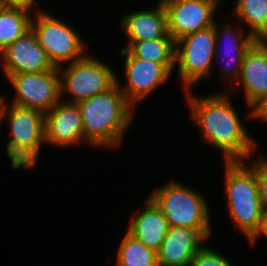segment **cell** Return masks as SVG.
Listing matches in <instances>:
<instances>
[{
    "label": "cell",
    "instance_id": "8992f818",
    "mask_svg": "<svg viewBox=\"0 0 267 266\" xmlns=\"http://www.w3.org/2000/svg\"><path fill=\"white\" fill-rule=\"evenodd\" d=\"M88 53L81 59L68 63L66 67L64 65L58 67L62 101L77 104L109 90L117 82L116 71L104 61ZM64 95H70L68 100Z\"/></svg>",
    "mask_w": 267,
    "mask_h": 266
},
{
    "label": "cell",
    "instance_id": "2e32d148",
    "mask_svg": "<svg viewBox=\"0 0 267 266\" xmlns=\"http://www.w3.org/2000/svg\"><path fill=\"white\" fill-rule=\"evenodd\" d=\"M208 240L198 229L169 227L157 253L158 266H190Z\"/></svg>",
    "mask_w": 267,
    "mask_h": 266
},
{
    "label": "cell",
    "instance_id": "9a60e30c",
    "mask_svg": "<svg viewBox=\"0 0 267 266\" xmlns=\"http://www.w3.org/2000/svg\"><path fill=\"white\" fill-rule=\"evenodd\" d=\"M45 145L56 148L81 146L83 120L77 104L60 101L45 113ZM83 142V143H82Z\"/></svg>",
    "mask_w": 267,
    "mask_h": 266
},
{
    "label": "cell",
    "instance_id": "5bb4252c",
    "mask_svg": "<svg viewBox=\"0 0 267 266\" xmlns=\"http://www.w3.org/2000/svg\"><path fill=\"white\" fill-rule=\"evenodd\" d=\"M0 65L5 77L19 73L45 72L56 68L39 45L32 29L0 52Z\"/></svg>",
    "mask_w": 267,
    "mask_h": 266
},
{
    "label": "cell",
    "instance_id": "52a82bcc",
    "mask_svg": "<svg viewBox=\"0 0 267 266\" xmlns=\"http://www.w3.org/2000/svg\"><path fill=\"white\" fill-rule=\"evenodd\" d=\"M215 43L214 25L176 41L175 68L184 91L212 78Z\"/></svg>",
    "mask_w": 267,
    "mask_h": 266
},
{
    "label": "cell",
    "instance_id": "6da1fadb",
    "mask_svg": "<svg viewBox=\"0 0 267 266\" xmlns=\"http://www.w3.org/2000/svg\"><path fill=\"white\" fill-rule=\"evenodd\" d=\"M193 91H184L187 95L185 103L193 125L196 124L200 130L202 140L221 151L224 162L252 159L259 142L249 134L233 107V101L230 100L232 91L222 90L203 96Z\"/></svg>",
    "mask_w": 267,
    "mask_h": 266
},
{
    "label": "cell",
    "instance_id": "ba28073f",
    "mask_svg": "<svg viewBox=\"0 0 267 266\" xmlns=\"http://www.w3.org/2000/svg\"><path fill=\"white\" fill-rule=\"evenodd\" d=\"M33 15L31 29L55 67L77 61L87 54L88 45L72 25L45 10Z\"/></svg>",
    "mask_w": 267,
    "mask_h": 266
},
{
    "label": "cell",
    "instance_id": "44dd1931",
    "mask_svg": "<svg viewBox=\"0 0 267 266\" xmlns=\"http://www.w3.org/2000/svg\"><path fill=\"white\" fill-rule=\"evenodd\" d=\"M32 15L24 8L0 7V52L31 29Z\"/></svg>",
    "mask_w": 267,
    "mask_h": 266
},
{
    "label": "cell",
    "instance_id": "30bf717a",
    "mask_svg": "<svg viewBox=\"0 0 267 266\" xmlns=\"http://www.w3.org/2000/svg\"><path fill=\"white\" fill-rule=\"evenodd\" d=\"M119 55L125 57L123 75L126 81L122 85L117 77V83L133 108L168 82L172 75L162 64L134 57L127 49H120Z\"/></svg>",
    "mask_w": 267,
    "mask_h": 266
},
{
    "label": "cell",
    "instance_id": "e0dca14e",
    "mask_svg": "<svg viewBox=\"0 0 267 266\" xmlns=\"http://www.w3.org/2000/svg\"><path fill=\"white\" fill-rule=\"evenodd\" d=\"M127 13L121 18L120 29L124 32L128 42L162 38L169 34L167 15L161 2L158 1L153 9H141Z\"/></svg>",
    "mask_w": 267,
    "mask_h": 266
},
{
    "label": "cell",
    "instance_id": "603a6c76",
    "mask_svg": "<svg viewBox=\"0 0 267 266\" xmlns=\"http://www.w3.org/2000/svg\"><path fill=\"white\" fill-rule=\"evenodd\" d=\"M207 243L195 254L190 266H235L229 258Z\"/></svg>",
    "mask_w": 267,
    "mask_h": 266
},
{
    "label": "cell",
    "instance_id": "4316f807",
    "mask_svg": "<svg viewBox=\"0 0 267 266\" xmlns=\"http://www.w3.org/2000/svg\"><path fill=\"white\" fill-rule=\"evenodd\" d=\"M254 120L267 125V98L254 110Z\"/></svg>",
    "mask_w": 267,
    "mask_h": 266
},
{
    "label": "cell",
    "instance_id": "7c38bea8",
    "mask_svg": "<svg viewBox=\"0 0 267 266\" xmlns=\"http://www.w3.org/2000/svg\"><path fill=\"white\" fill-rule=\"evenodd\" d=\"M163 4L168 33L177 41L214 25L220 1H159Z\"/></svg>",
    "mask_w": 267,
    "mask_h": 266
},
{
    "label": "cell",
    "instance_id": "83f0119b",
    "mask_svg": "<svg viewBox=\"0 0 267 266\" xmlns=\"http://www.w3.org/2000/svg\"><path fill=\"white\" fill-rule=\"evenodd\" d=\"M159 1H184V0H159ZM197 1H222V0H197Z\"/></svg>",
    "mask_w": 267,
    "mask_h": 266
},
{
    "label": "cell",
    "instance_id": "277c9868",
    "mask_svg": "<svg viewBox=\"0 0 267 266\" xmlns=\"http://www.w3.org/2000/svg\"><path fill=\"white\" fill-rule=\"evenodd\" d=\"M6 98L7 95H3L0 104V127L2 122H8L11 138L6 144L7 157L13 171L18 172L20 168L28 170L36 166L45 144V114L8 103Z\"/></svg>",
    "mask_w": 267,
    "mask_h": 266
},
{
    "label": "cell",
    "instance_id": "ac0fdd59",
    "mask_svg": "<svg viewBox=\"0 0 267 266\" xmlns=\"http://www.w3.org/2000/svg\"><path fill=\"white\" fill-rule=\"evenodd\" d=\"M144 209L127 225V233L149 249L158 251L168 232V223L161 210L147 196Z\"/></svg>",
    "mask_w": 267,
    "mask_h": 266
},
{
    "label": "cell",
    "instance_id": "d4e9b609",
    "mask_svg": "<svg viewBox=\"0 0 267 266\" xmlns=\"http://www.w3.org/2000/svg\"><path fill=\"white\" fill-rule=\"evenodd\" d=\"M261 236H264L263 238L266 236L267 239V209L262 210L259 227L247 242L250 243L249 245H256L255 243L259 241Z\"/></svg>",
    "mask_w": 267,
    "mask_h": 266
},
{
    "label": "cell",
    "instance_id": "3957f363",
    "mask_svg": "<svg viewBox=\"0 0 267 266\" xmlns=\"http://www.w3.org/2000/svg\"><path fill=\"white\" fill-rule=\"evenodd\" d=\"M248 162H224L223 174L228 215L247 241L257 231L263 210L257 183V158L253 163Z\"/></svg>",
    "mask_w": 267,
    "mask_h": 266
},
{
    "label": "cell",
    "instance_id": "cb8c5ba5",
    "mask_svg": "<svg viewBox=\"0 0 267 266\" xmlns=\"http://www.w3.org/2000/svg\"><path fill=\"white\" fill-rule=\"evenodd\" d=\"M257 158V183L263 209H267V156Z\"/></svg>",
    "mask_w": 267,
    "mask_h": 266
},
{
    "label": "cell",
    "instance_id": "4fadbf2b",
    "mask_svg": "<svg viewBox=\"0 0 267 266\" xmlns=\"http://www.w3.org/2000/svg\"><path fill=\"white\" fill-rule=\"evenodd\" d=\"M217 21L218 19L214 23L216 42L214 60L218 61V65L221 64L219 67H221L222 72L220 73H222L221 75H223L225 82L229 84L230 88V85H233L238 80L244 55L256 39L249 32L245 31L246 27H243L239 22L234 27L226 22L222 28L217 24ZM220 35L222 39L224 38L223 40L220 38ZM219 50L224 52L222 53Z\"/></svg>",
    "mask_w": 267,
    "mask_h": 266
},
{
    "label": "cell",
    "instance_id": "484cf974",
    "mask_svg": "<svg viewBox=\"0 0 267 266\" xmlns=\"http://www.w3.org/2000/svg\"><path fill=\"white\" fill-rule=\"evenodd\" d=\"M37 3H39L37 0H3V5L4 6H8V7H17V8H24L27 9L29 11H43L40 7V9H35L36 6L38 5ZM36 4V5H35ZM37 10V11H36Z\"/></svg>",
    "mask_w": 267,
    "mask_h": 266
},
{
    "label": "cell",
    "instance_id": "7a4b0ae2",
    "mask_svg": "<svg viewBox=\"0 0 267 266\" xmlns=\"http://www.w3.org/2000/svg\"><path fill=\"white\" fill-rule=\"evenodd\" d=\"M77 106L86 144L107 150H116L124 144L136 109L127 102L117 82L109 90L78 102Z\"/></svg>",
    "mask_w": 267,
    "mask_h": 266
},
{
    "label": "cell",
    "instance_id": "5b68a950",
    "mask_svg": "<svg viewBox=\"0 0 267 266\" xmlns=\"http://www.w3.org/2000/svg\"><path fill=\"white\" fill-rule=\"evenodd\" d=\"M170 180L152 190L148 197L161 210L169 227L198 229L208 240L213 237L211 208L198 189Z\"/></svg>",
    "mask_w": 267,
    "mask_h": 266
},
{
    "label": "cell",
    "instance_id": "f546056e",
    "mask_svg": "<svg viewBox=\"0 0 267 266\" xmlns=\"http://www.w3.org/2000/svg\"><path fill=\"white\" fill-rule=\"evenodd\" d=\"M0 6H3V0H0Z\"/></svg>",
    "mask_w": 267,
    "mask_h": 266
},
{
    "label": "cell",
    "instance_id": "f1b7e54d",
    "mask_svg": "<svg viewBox=\"0 0 267 266\" xmlns=\"http://www.w3.org/2000/svg\"><path fill=\"white\" fill-rule=\"evenodd\" d=\"M3 95H4V94H1V93H0V104H1V101H2V99H3Z\"/></svg>",
    "mask_w": 267,
    "mask_h": 266
},
{
    "label": "cell",
    "instance_id": "ffe728a7",
    "mask_svg": "<svg viewBox=\"0 0 267 266\" xmlns=\"http://www.w3.org/2000/svg\"><path fill=\"white\" fill-rule=\"evenodd\" d=\"M232 11L256 40H267V0H236Z\"/></svg>",
    "mask_w": 267,
    "mask_h": 266
},
{
    "label": "cell",
    "instance_id": "8fae6325",
    "mask_svg": "<svg viewBox=\"0 0 267 266\" xmlns=\"http://www.w3.org/2000/svg\"><path fill=\"white\" fill-rule=\"evenodd\" d=\"M239 87L243 89L247 109H251L246 118L252 121L254 110L267 98V40H256L246 51L239 78L229 92L233 88L237 94Z\"/></svg>",
    "mask_w": 267,
    "mask_h": 266
},
{
    "label": "cell",
    "instance_id": "7402d4cb",
    "mask_svg": "<svg viewBox=\"0 0 267 266\" xmlns=\"http://www.w3.org/2000/svg\"><path fill=\"white\" fill-rule=\"evenodd\" d=\"M116 252V266H158L157 253L143 243L124 233Z\"/></svg>",
    "mask_w": 267,
    "mask_h": 266
},
{
    "label": "cell",
    "instance_id": "d6986e66",
    "mask_svg": "<svg viewBox=\"0 0 267 266\" xmlns=\"http://www.w3.org/2000/svg\"><path fill=\"white\" fill-rule=\"evenodd\" d=\"M121 49H127L134 57L160 63L171 74L175 69L176 41L170 34L162 38L127 42Z\"/></svg>",
    "mask_w": 267,
    "mask_h": 266
},
{
    "label": "cell",
    "instance_id": "9c48e42d",
    "mask_svg": "<svg viewBox=\"0 0 267 266\" xmlns=\"http://www.w3.org/2000/svg\"><path fill=\"white\" fill-rule=\"evenodd\" d=\"M6 78L14 89V95L8 103L45 114L61 101L58 67L45 72L9 75Z\"/></svg>",
    "mask_w": 267,
    "mask_h": 266
}]
</instances>
